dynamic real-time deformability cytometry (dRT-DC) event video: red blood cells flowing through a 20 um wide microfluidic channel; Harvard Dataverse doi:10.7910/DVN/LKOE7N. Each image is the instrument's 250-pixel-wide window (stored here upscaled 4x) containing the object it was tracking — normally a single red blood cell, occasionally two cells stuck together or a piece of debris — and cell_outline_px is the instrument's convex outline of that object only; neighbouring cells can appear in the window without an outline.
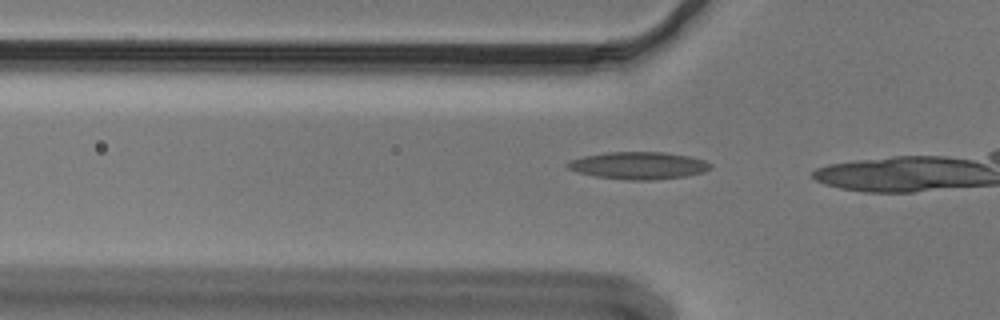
{"species": "Egyptian fruit bat (a non-hibernating species)", "species_latin": "Rousettus aegyptiacus", "temperature_condition": "cold", "stored_images_in_passage": 8, "camera_frame_rate_fps": 3000, "um_per_image_px": 0.085, "animal": {"sex": "male"}, "frame": {"image": 1, "passage_image": 5, "time_ms": 1.333, "image_size_px": [1000, 320], "cell_outline_px": [[712, 168], [704, 172], [684, 176], [656, 180], [624, 180], [596, 176], [580, 172], [568, 168], [564, 164], [568, 160], [584, 156], [604, 152], [664, 152], [688, 156], [704, 160], [712, 164]], "centroid_in_image_um": [54.27, 14.07], "position_along_channel_um": 71.5, "area_um2": 22.83}}